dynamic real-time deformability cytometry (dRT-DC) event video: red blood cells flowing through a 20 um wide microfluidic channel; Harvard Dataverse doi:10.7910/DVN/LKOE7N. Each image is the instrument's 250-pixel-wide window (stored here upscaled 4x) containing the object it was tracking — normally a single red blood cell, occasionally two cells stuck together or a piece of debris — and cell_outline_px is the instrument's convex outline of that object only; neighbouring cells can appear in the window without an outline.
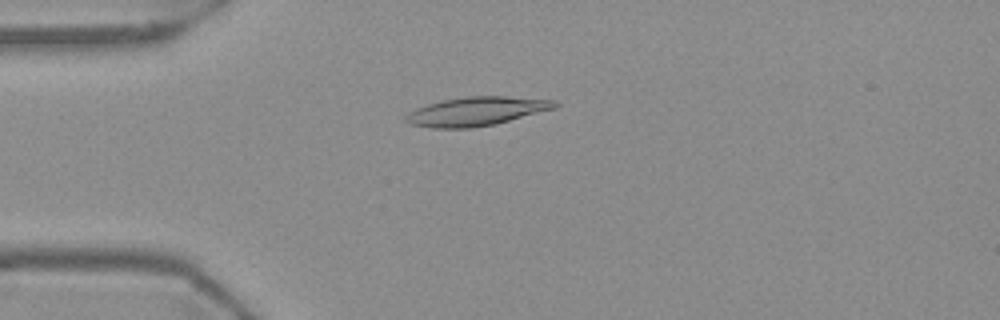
{"species": "Egyptian fruit bat (a non-hibernating species)", "species_latin": "Rousettus aegyptiacus", "temperature_condition": "warm", "stored_images_in_passage": 55, "camera_frame_rate_fps": 3000, "um_per_image_px": 0.085, "frame": {"image": 1, "passage_image": 14, "time_ms": 4.333, "image_size_px": [1000, 320], "cell_outline_px": [[560, 104], [556, 108], [496, 124], [468, 128], [432, 128], [408, 124], [404, 120], [404, 116], [408, 112], [416, 108], [440, 100], [468, 96], [508, 96], [556, 100]], "centroid_in_image_um": [40.49, 9.46], "position_along_channel_um": 44.5, "area_um2": 25.32}}
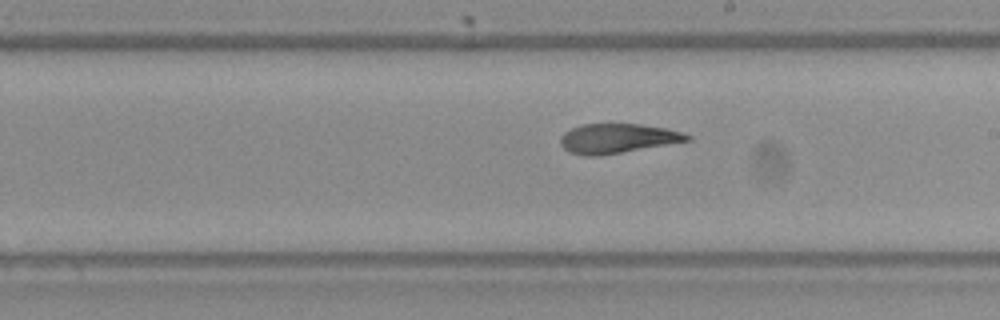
{"frame": {"image": 2, "passage_image": 31, "time_ms": 10.0, "image_size_px": [1000, 320], "cell_outline_px": [[692, 140], [600, 156], [584, 156], [568, 152], [560, 144], [560, 136], [564, 132], [572, 128], [584, 124], [640, 124], [668, 128], [684, 132], [692, 136]], "centroid_in_image_um": [52.5, 11.77], "position_along_channel_um": 236.5, "area_um2": 22.02}}
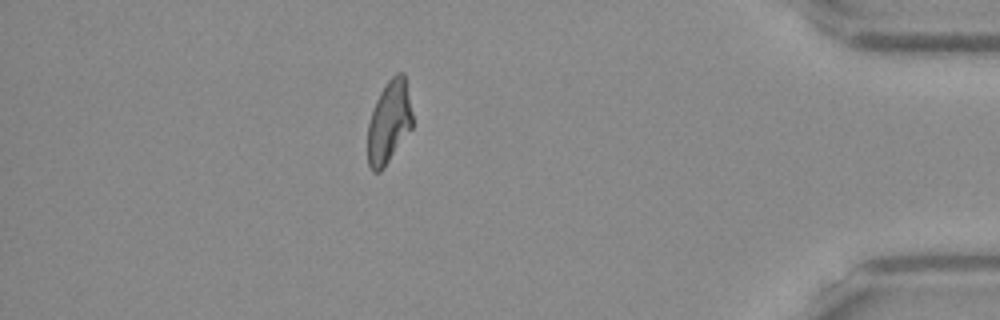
{"frame": {"image": 3, "passage_image": 48, "time_ms": 15.667, "image_size_px": [1000, 320], "cell_outline_px": [[412, 128], [384, 168], [380, 172], [372, 172], [368, 164], [368, 124], [376, 100], [380, 92], [388, 80], [396, 72], [404, 72], [412, 112]], "centroid_in_image_um": [33.07, 10.38], "position_along_channel_um": 402.1, "area_um2": 21.56}, "authors_computed_cell_mechanics": {"area_um2": 22.7732, "velocity_mm_per_s": 3.7032, "shape_relaxation_time_tau1_ms": null, "shape_relaxation_time_tau2_ms": 2.5928, "deformation_change_tau1": null, "deformation_change_tau2": 0.1019}}